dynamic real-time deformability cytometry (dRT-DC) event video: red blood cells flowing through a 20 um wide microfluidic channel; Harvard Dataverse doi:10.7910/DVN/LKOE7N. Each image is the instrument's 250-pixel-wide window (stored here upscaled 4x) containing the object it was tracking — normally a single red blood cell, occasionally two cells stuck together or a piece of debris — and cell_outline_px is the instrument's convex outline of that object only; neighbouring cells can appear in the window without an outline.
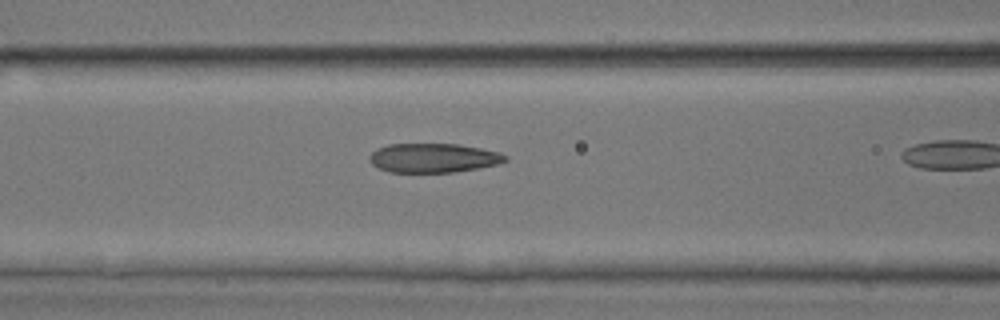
{"species": "common noctule bat (a hibernating species)", "species_latin": "Nyctalus noctula", "temperature_condition": "room temperature", "stored_images_in_passage": 7, "camera_frame_rate_fps": 3000, "um_per_image_px": 0.085, "animal": {"sex": "male", "body_mass_g": 17.9, "forearm_length_mm": 54.2}, "frame": {"image": 1, "passage_image": 3, "time_ms": 0.667, "image_size_px": [1000, 320], "cell_outline_px": [[508, 160], [500, 164], [456, 172], [388, 172], [376, 168], [372, 164], [368, 156], [376, 148], [388, 144], [460, 144], [500, 152], [508, 156]], "centroid_in_image_um": [36.84, 13.42], "position_along_channel_um": 129.8, "area_um2": 23.41}}
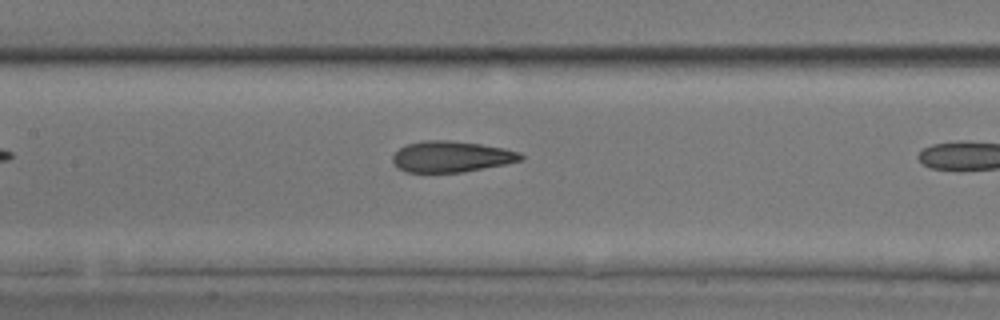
{"frame": {"image": 2, "passage_image": 6, "time_ms": 1.667, "image_size_px": [1000, 320], "cell_outline_px": [[524, 160], [464, 172], [408, 172], [400, 168], [392, 160], [392, 156], [400, 148], [408, 144], [424, 140], [448, 140], [480, 144], [504, 148], [520, 152], [524, 156]], "centroid_in_image_um": [38.4, 13.31], "position_along_channel_um": 169.0, "area_um2": 23.0}}